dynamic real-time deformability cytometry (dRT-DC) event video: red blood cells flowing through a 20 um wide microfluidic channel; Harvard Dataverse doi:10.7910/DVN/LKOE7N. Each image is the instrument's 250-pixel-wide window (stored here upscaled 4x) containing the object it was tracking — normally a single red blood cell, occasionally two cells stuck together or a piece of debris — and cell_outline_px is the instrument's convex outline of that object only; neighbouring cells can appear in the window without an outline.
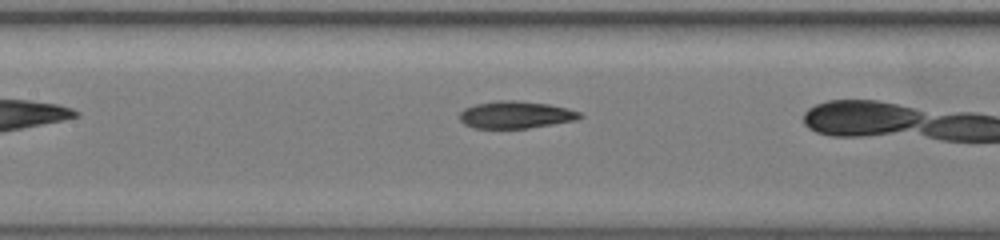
{"species": "common noctule bat (a hibernating species)", "species_latin": "Nyctalus noctula", "temperature_condition": "warm", "stored_images_in_passage": 18, "camera_frame_rate_fps": 3000, "um_per_image_px": 0.085, "animal": {"sex": "female", "body_mass_g": 19.5, "forearm_length_mm": 54.1}, "frame": {"image": 1, "passage_image": 6, "time_ms": 1.667, "image_size_px": [1000, 240], "cell_outline_px": [[584, 116], [576, 120], [528, 128], [472, 128], [464, 124], [460, 120], [460, 112], [464, 108], [476, 104], [496, 100], [516, 100], [548, 104], [568, 108], [580, 112]], "centroid_in_image_um": [43.83, 9.75], "position_along_channel_um": 163.6, "area_um2": 19.13}}
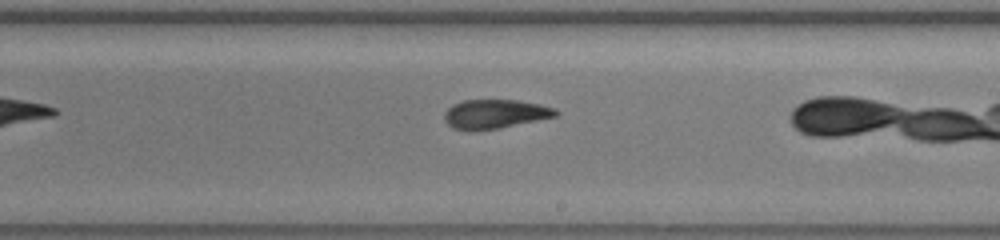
{"frame": {"image": 2, "passage_image": 13, "time_ms": 4.0, "image_size_px": [1000, 240], "cell_outline_px": [[560, 112], [556, 116], [500, 128], [472, 132], [468, 132], [452, 128], [444, 120], [444, 112], [452, 104], [464, 100], [516, 100], [540, 104], [556, 108]], "centroid_in_image_um": [42.04, 9.7], "position_along_channel_um": 247.0, "area_um2": 19.19}}
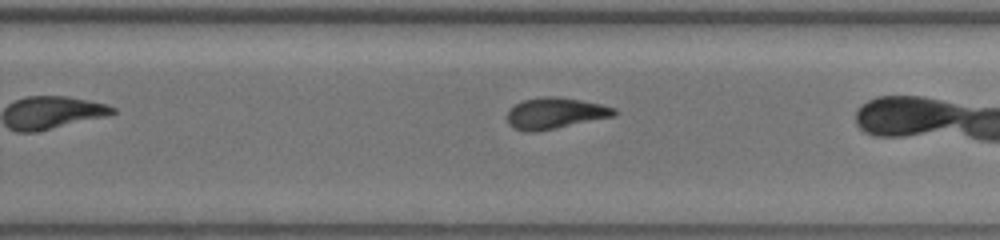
{"frame": {"image": 3, "passage_image": 16, "time_ms": 5.0, "image_size_px": [1000, 240], "cell_outline_px": [[616, 116], [536, 132], [524, 132], [512, 128], [508, 124], [508, 108], [524, 100], [544, 96], [556, 96], [580, 100], [600, 104], [616, 108]], "centroid_in_image_um": [47.17, 9.63], "position_along_channel_um": 282.6, "area_um2": 19.54}}